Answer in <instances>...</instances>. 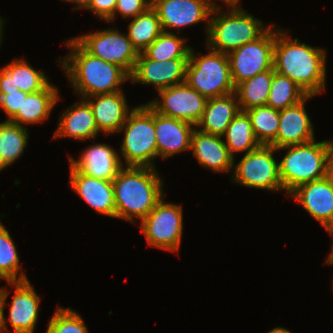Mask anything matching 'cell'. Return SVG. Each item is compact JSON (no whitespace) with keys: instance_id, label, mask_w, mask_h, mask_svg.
<instances>
[{"instance_id":"obj_16","label":"cell","mask_w":333,"mask_h":333,"mask_svg":"<svg viewBox=\"0 0 333 333\" xmlns=\"http://www.w3.org/2000/svg\"><path fill=\"white\" fill-rule=\"evenodd\" d=\"M15 288V293L9 306V318L3 317L4 331H9L8 323L14 333H34L39 316L40 296L36 293L29 280L7 282Z\"/></svg>"},{"instance_id":"obj_18","label":"cell","mask_w":333,"mask_h":333,"mask_svg":"<svg viewBox=\"0 0 333 333\" xmlns=\"http://www.w3.org/2000/svg\"><path fill=\"white\" fill-rule=\"evenodd\" d=\"M69 184L96 212L115 218L114 189L111 180L90 177L70 163Z\"/></svg>"},{"instance_id":"obj_34","label":"cell","mask_w":333,"mask_h":333,"mask_svg":"<svg viewBox=\"0 0 333 333\" xmlns=\"http://www.w3.org/2000/svg\"><path fill=\"white\" fill-rule=\"evenodd\" d=\"M19 259L14 241L0 220V280L4 279L7 282L29 280L23 270L20 271L22 265Z\"/></svg>"},{"instance_id":"obj_31","label":"cell","mask_w":333,"mask_h":333,"mask_svg":"<svg viewBox=\"0 0 333 333\" xmlns=\"http://www.w3.org/2000/svg\"><path fill=\"white\" fill-rule=\"evenodd\" d=\"M245 112L250 118L254 135L260 145H270L278 134L279 110L264 105Z\"/></svg>"},{"instance_id":"obj_17","label":"cell","mask_w":333,"mask_h":333,"mask_svg":"<svg viewBox=\"0 0 333 333\" xmlns=\"http://www.w3.org/2000/svg\"><path fill=\"white\" fill-rule=\"evenodd\" d=\"M312 97L307 95L299 103L279 111L278 134L271 146L277 149L315 140L314 128L305 109V102Z\"/></svg>"},{"instance_id":"obj_4","label":"cell","mask_w":333,"mask_h":333,"mask_svg":"<svg viewBox=\"0 0 333 333\" xmlns=\"http://www.w3.org/2000/svg\"><path fill=\"white\" fill-rule=\"evenodd\" d=\"M228 7V11H223L218 4L211 12L209 30L205 39V46L211 50L228 54L258 39L271 27L245 12L240 5H228Z\"/></svg>"},{"instance_id":"obj_8","label":"cell","mask_w":333,"mask_h":333,"mask_svg":"<svg viewBox=\"0 0 333 333\" xmlns=\"http://www.w3.org/2000/svg\"><path fill=\"white\" fill-rule=\"evenodd\" d=\"M277 149L260 145L233 165L232 182L242 186L269 191H283L279 174V162L274 157Z\"/></svg>"},{"instance_id":"obj_20","label":"cell","mask_w":333,"mask_h":333,"mask_svg":"<svg viewBox=\"0 0 333 333\" xmlns=\"http://www.w3.org/2000/svg\"><path fill=\"white\" fill-rule=\"evenodd\" d=\"M90 105L96 126L100 133L110 135L119 133L132 111L123 91L100 94L84 98Z\"/></svg>"},{"instance_id":"obj_33","label":"cell","mask_w":333,"mask_h":333,"mask_svg":"<svg viewBox=\"0 0 333 333\" xmlns=\"http://www.w3.org/2000/svg\"><path fill=\"white\" fill-rule=\"evenodd\" d=\"M3 68L13 77L15 87L27 93L41 91L50 83L44 72L35 70L22 58L9 62Z\"/></svg>"},{"instance_id":"obj_43","label":"cell","mask_w":333,"mask_h":333,"mask_svg":"<svg viewBox=\"0 0 333 333\" xmlns=\"http://www.w3.org/2000/svg\"><path fill=\"white\" fill-rule=\"evenodd\" d=\"M328 234L333 237V230L329 231ZM332 250L331 253L329 254L328 258L325 260L324 263L329 264V265H333V244H332Z\"/></svg>"},{"instance_id":"obj_29","label":"cell","mask_w":333,"mask_h":333,"mask_svg":"<svg viewBox=\"0 0 333 333\" xmlns=\"http://www.w3.org/2000/svg\"><path fill=\"white\" fill-rule=\"evenodd\" d=\"M27 127L4 120L0 123V151L3 159V169L20 158L28 144Z\"/></svg>"},{"instance_id":"obj_38","label":"cell","mask_w":333,"mask_h":333,"mask_svg":"<svg viewBox=\"0 0 333 333\" xmlns=\"http://www.w3.org/2000/svg\"><path fill=\"white\" fill-rule=\"evenodd\" d=\"M117 0H91L88 10L101 20H108L114 15Z\"/></svg>"},{"instance_id":"obj_26","label":"cell","mask_w":333,"mask_h":333,"mask_svg":"<svg viewBox=\"0 0 333 333\" xmlns=\"http://www.w3.org/2000/svg\"><path fill=\"white\" fill-rule=\"evenodd\" d=\"M274 68L258 73L251 79L245 80L235 87V94L240 111L267 104Z\"/></svg>"},{"instance_id":"obj_24","label":"cell","mask_w":333,"mask_h":333,"mask_svg":"<svg viewBox=\"0 0 333 333\" xmlns=\"http://www.w3.org/2000/svg\"><path fill=\"white\" fill-rule=\"evenodd\" d=\"M58 88L49 83L35 93L22 91V103L17 114L10 120L20 126L44 122L60 100Z\"/></svg>"},{"instance_id":"obj_46","label":"cell","mask_w":333,"mask_h":333,"mask_svg":"<svg viewBox=\"0 0 333 333\" xmlns=\"http://www.w3.org/2000/svg\"><path fill=\"white\" fill-rule=\"evenodd\" d=\"M5 19H2V17L0 16V47H1V43H2V38L3 37V26H4V21Z\"/></svg>"},{"instance_id":"obj_47","label":"cell","mask_w":333,"mask_h":333,"mask_svg":"<svg viewBox=\"0 0 333 333\" xmlns=\"http://www.w3.org/2000/svg\"><path fill=\"white\" fill-rule=\"evenodd\" d=\"M3 170V159L0 151V171Z\"/></svg>"},{"instance_id":"obj_3","label":"cell","mask_w":333,"mask_h":333,"mask_svg":"<svg viewBox=\"0 0 333 333\" xmlns=\"http://www.w3.org/2000/svg\"><path fill=\"white\" fill-rule=\"evenodd\" d=\"M161 178L156 168L123 166L112 180L115 218L142 221L164 196Z\"/></svg>"},{"instance_id":"obj_15","label":"cell","mask_w":333,"mask_h":333,"mask_svg":"<svg viewBox=\"0 0 333 333\" xmlns=\"http://www.w3.org/2000/svg\"><path fill=\"white\" fill-rule=\"evenodd\" d=\"M289 196L297 200L327 232L333 230V185L327 176L300 185Z\"/></svg>"},{"instance_id":"obj_21","label":"cell","mask_w":333,"mask_h":333,"mask_svg":"<svg viewBox=\"0 0 333 333\" xmlns=\"http://www.w3.org/2000/svg\"><path fill=\"white\" fill-rule=\"evenodd\" d=\"M119 155L110 145L99 143L83 150L79 159L69 156V163L90 177L112 181L124 166Z\"/></svg>"},{"instance_id":"obj_6","label":"cell","mask_w":333,"mask_h":333,"mask_svg":"<svg viewBox=\"0 0 333 333\" xmlns=\"http://www.w3.org/2000/svg\"><path fill=\"white\" fill-rule=\"evenodd\" d=\"M124 132L120 154L125 166L156 168L158 156L154 110L146 103L132 109L119 132ZM154 159V160H153Z\"/></svg>"},{"instance_id":"obj_41","label":"cell","mask_w":333,"mask_h":333,"mask_svg":"<svg viewBox=\"0 0 333 333\" xmlns=\"http://www.w3.org/2000/svg\"><path fill=\"white\" fill-rule=\"evenodd\" d=\"M327 177L333 185V148L328 157V166H327Z\"/></svg>"},{"instance_id":"obj_10","label":"cell","mask_w":333,"mask_h":333,"mask_svg":"<svg viewBox=\"0 0 333 333\" xmlns=\"http://www.w3.org/2000/svg\"><path fill=\"white\" fill-rule=\"evenodd\" d=\"M74 39L92 56L120 66L129 75L133 73L139 53L127 34L107 28Z\"/></svg>"},{"instance_id":"obj_42","label":"cell","mask_w":333,"mask_h":333,"mask_svg":"<svg viewBox=\"0 0 333 333\" xmlns=\"http://www.w3.org/2000/svg\"><path fill=\"white\" fill-rule=\"evenodd\" d=\"M62 1L72 2L75 4L77 3L76 6L73 7L74 10L81 9V8H85V10H86L91 2V0H62Z\"/></svg>"},{"instance_id":"obj_44","label":"cell","mask_w":333,"mask_h":333,"mask_svg":"<svg viewBox=\"0 0 333 333\" xmlns=\"http://www.w3.org/2000/svg\"><path fill=\"white\" fill-rule=\"evenodd\" d=\"M212 3H214L215 5H217V3L213 2L214 0H210ZM224 2V4H226V6L228 5H240V0H221V2Z\"/></svg>"},{"instance_id":"obj_39","label":"cell","mask_w":333,"mask_h":333,"mask_svg":"<svg viewBox=\"0 0 333 333\" xmlns=\"http://www.w3.org/2000/svg\"><path fill=\"white\" fill-rule=\"evenodd\" d=\"M18 87H15L13 77L4 69H0V94H6V92L18 91Z\"/></svg>"},{"instance_id":"obj_2","label":"cell","mask_w":333,"mask_h":333,"mask_svg":"<svg viewBox=\"0 0 333 333\" xmlns=\"http://www.w3.org/2000/svg\"><path fill=\"white\" fill-rule=\"evenodd\" d=\"M65 45L70 52L58 63L81 98L123 91L122 83L130 81L123 68L92 56L74 38L65 41Z\"/></svg>"},{"instance_id":"obj_30","label":"cell","mask_w":333,"mask_h":333,"mask_svg":"<svg viewBox=\"0 0 333 333\" xmlns=\"http://www.w3.org/2000/svg\"><path fill=\"white\" fill-rule=\"evenodd\" d=\"M190 49L185 38L173 32H162L143 53L149 59L159 62L175 58H189Z\"/></svg>"},{"instance_id":"obj_28","label":"cell","mask_w":333,"mask_h":333,"mask_svg":"<svg viewBox=\"0 0 333 333\" xmlns=\"http://www.w3.org/2000/svg\"><path fill=\"white\" fill-rule=\"evenodd\" d=\"M224 136L226 137L224 143L233 158L235 153L244 152L246 154L260 146L254 135L250 118L245 111H239L233 118Z\"/></svg>"},{"instance_id":"obj_22","label":"cell","mask_w":333,"mask_h":333,"mask_svg":"<svg viewBox=\"0 0 333 333\" xmlns=\"http://www.w3.org/2000/svg\"><path fill=\"white\" fill-rule=\"evenodd\" d=\"M222 136L201 132L197 128L191 136V151L199 164L216 173L233 172V158Z\"/></svg>"},{"instance_id":"obj_1","label":"cell","mask_w":333,"mask_h":333,"mask_svg":"<svg viewBox=\"0 0 333 333\" xmlns=\"http://www.w3.org/2000/svg\"><path fill=\"white\" fill-rule=\"evenodd\" d=\"M288 32L275 30L274 71L294 81L307 95L321 94L326 84V50L289 39Z\"/></svg>"},{"instance_id":"obj_32","label":"cell","mask_w":333,"mask_h":333,"mask_svg":"<svg viewBox=\"0 0 333 333\" xmlns=\"http://www.w3.org/2000/svg\"><path fill=\"white\" fill-rule=\"evenodd\" d=\"M306 96L294 81L274 71L266 105L280 111L299 103Z\"/></svg>"},{"instance_id":"obj_14","label":"cell","mask_w":333,"mask_h":333,"mask_svg":"<svg viewBox=\"0 0 333 333\" xmlns=\"http://www.w3.org/2000/svg\"><path fill=\"white\" fill-rule=\"evenodd\" d=\"M189 58H175L167 61L149 59L139 53L130 80L135 84L153 85L157 91L181 84L186 79Z\"/></svg>"},{"instance_id":"obj_7","label":"cell","mask_w":333,"mask_h":333,"mask_svg":"<svg viewBox=\"0 0 333 333\" xmlns=\"http://www.w3.org/2000/svg\"><path fill=\"white\" fill-rule=\"evenodd\" d=\"M208 49L207 55L197 56L191 47L185 82L206 99L234 93L228 55Z\"/></svg>"},{"instance_id":"obj_35","label":"cell","mask_w":333,"mask_h":333,"mask_svg":"<svg viewBox=\"0 0 333 333\" xmlns=\"http://www.w3.org/2000/svg\"><path fill=\"white\" fill-rule=\"evenodd\" d=\"M48 324L46 333H88L82 317L70 308L57 307Z\"/></svg>"},{"instance_id":"obj_25","label":"cell","mask_w":333,"mask_h":333,"mask_svg":"<svg viewBox=\"0 0 333 333\" xmlns=\"http://www.w3.org/2000/svg\"><path fill=\"white\" fill-rule=\"evenodd\" d=\"M239 111L235 93L207 99L202 117L195 127L201 132L223 137L228 125Z\"/></svg>"},{"instance_id":"obj_36","label":"cell","mask_w":333,"mask_h":333,"mask_svg":"<svg viewBox=\"0 0 333 333\" xmlns=\"http://www.w3.org/2000/svg\"><path fill=\"white\" fill-rule=\"evenodd\" d=\"M151 5L152 0H117L114 15L108 21L111 23L114 22L117 12L124 19L134 18L145 12Z\"/></svg>"},{"instance_id":"obj_12","label":"cell","mask_w":333,"mask_h":333,"mask_svg":"<svg viewBox=\"0 0 333 333\" xmlns=\"http://www.w3.org/2000/svg\"><path fill=\"white\" fill-rule=\"evenodd\" d=\"M147 104L157 113L188 122L194 126L200 121L207 99L186 82L158 91Z\"/></svg>"},{"instance_id":"obj_40","label":"cell","mask_w":333,"mask_h":333,"mask_svg":"<svg viewBox=\"0 0 333 333\" xmlns=\"http://www.w3.org/2000/svg\"><path fill=\"white\" fill-rule=\"evenodd\" d=\"M9 295V289L0 288V331H4L3 328V317H4V308L7 296Z\"/></svg>"},{"instance_id":"obj_19","label":"cell","mask_w":333,"mask_h":333,"mask_svg":"<svg viewBox=\"0 0 333 333\" xmlns=\"http://www.w3.org/2000/svg\"><path fill=\"white\" fill-rule=\"evenodd\" d=\"M154 126L158 156L162 159L191 150L194 125L154 111Z\"/></svg>"},{"instance_id":"obj_37","label":"cell","mask_w":333,"mask_h":333,"mask_svg":"<svg viewBox=\"0 0 333 333\" xmlns=\"http://www.w3.org/2000/svg\"><path fill=\"white\" fill-rule=\"evenodd\" d=\"M22 103V91L6 92V94H0V107L6 113L7 121H10L21 108Z\"/></svg>"},{"instance_id":"obj_45","label":"cell","mask_w":333,"mask_h":333,"mask_svg":"<svg viewBox=\"0 0 333 333\" xmlns=\"http://www.w3.org/2000/svg\"><path fill=\"white\" fill-rule=\"evenodd\" d=\"M267 333H290L287 328L284 327H275L274 329L270 330Z\"/></svg>"},{"instance_id":"obj_5","label":"cell","mask_w":333,"mask_h":333,"mask_svg":"<svg viewBox=\"0 0 333 333\" xmlns=\"http://www.w3.org/2000/svg\"><path fill=\"white\" fill-rule=\"evenodd\" d=\"M332 148L331 140H313L305 144L277 148V152L286 150L285 156L279 161V174L286 192L285 197L300 185L327 176L328 157Z\"/></svg>"},{"instance_id":"obj_27","label":"cell","mask_w":333,"mask_h":333,"mask_svg":"<svg viewBox=\"0 0 333 333\" xmlns=\"http://www.w3.org/2000/svg\"><path fill=\"white\" fill-rule=\"evenodd\" d=\"M162 32L158 14L151 6L131 20L128 25L127 37L138 53H142Z\"/></svg>"},{"instance_id":"obj_13","label":"cell","mask_w":333,"mask_h":333,"mask_svg":"<svg viewBox=\"0 0 333 333\" xmlns=\"http://www.w3.org/2000/svg\"><path fill=\"white\" fill-rule=\"evenodd\" d=\"M157 12L163 32L193 26L204 20L206 23V36L209 30L211 12L215 6L210 0H152L151 5Z\"/></svg>"},{"instance_id":"obj_9","label":"cell","mask_w":333,"mask_h":333,"mask_svg":"<svg viewBox=\"0 0 333 333\" xmlns=\"http://www.w3.org/2000/svg\"><path fill=\"white\" fill-rule=\"evenodd\" d=\"M164 197L139 223V226L149 246L176 252L178 255L183 235L182 206L166 203Z\"/></svg>"},{"instance_id":"obj_23","label":"cell","mask_w":333,"mask_h":333,"mask_svg":"<svg viewBox=\"0 0 333 333\" xmlns=\"http://www.w3.org/2000/svg\"><path fill=\"white\" fill-rule=\"evenodd\" d=\"M99 133L89 103L81 98L79 102L61 112L52 139L69 137L80 141L91 140L97 138Z\"/></svg>"},{"instance_id":"obj_11","label":"cell","mask_w":333,"mask_h":333,"mask_svg":"<svg viewBox=\"0 0 333 333\" xmlns=\"http://www.w3.org/2000/svg\"><path fill=\"white\" fill-rule=\"evenodd\" d=\"M271 26L261 37L228 53L235 87L258 73L273 68L275 29Z\"/></svg>"}]
</instances>
